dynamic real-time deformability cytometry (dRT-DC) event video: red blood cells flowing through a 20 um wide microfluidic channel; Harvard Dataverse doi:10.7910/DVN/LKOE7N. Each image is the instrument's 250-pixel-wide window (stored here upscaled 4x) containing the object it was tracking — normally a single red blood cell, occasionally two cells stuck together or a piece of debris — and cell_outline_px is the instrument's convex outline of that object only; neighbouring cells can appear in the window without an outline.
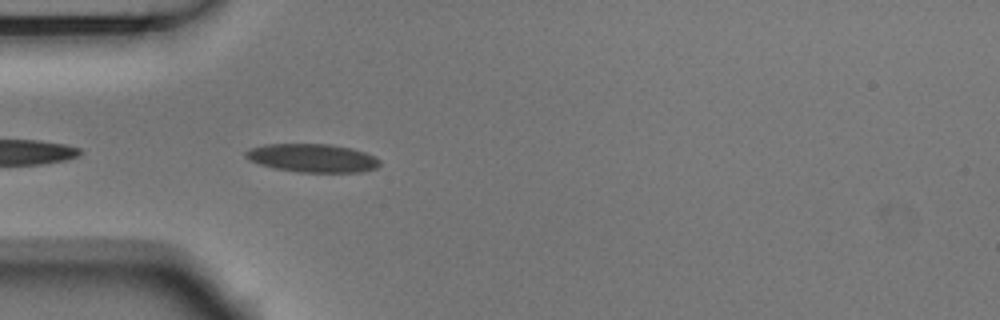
{"species": "Egyptian fruit bat (a non-hibernating species)", "species_latin": "Rousettus aegyptiacus", "temperature_condition": "room temperature", "stored_images_in_passage": 8, "camera_frame_rate_fps": 3000, "um_per_image_px": 0.085, "animal": {"sex": "male"}, "frame": {"image": 1, "passage_image": 2, "time_ms": 0.333, "image_size_px": [1000, 320], "cell_outline_px": [[380, 164], [376, 168], [364, 172], [296, 172], [276, 168], [260, 164], [244, 156], [244, 152], [248, 148], [264, 144], [332, 144], [352, 148], [376, 156], [380, 160]], "centroid_in_image_um": [26.58, 13.42], "position_along_channel_um": 58.4, "area_um2": 22.31}}